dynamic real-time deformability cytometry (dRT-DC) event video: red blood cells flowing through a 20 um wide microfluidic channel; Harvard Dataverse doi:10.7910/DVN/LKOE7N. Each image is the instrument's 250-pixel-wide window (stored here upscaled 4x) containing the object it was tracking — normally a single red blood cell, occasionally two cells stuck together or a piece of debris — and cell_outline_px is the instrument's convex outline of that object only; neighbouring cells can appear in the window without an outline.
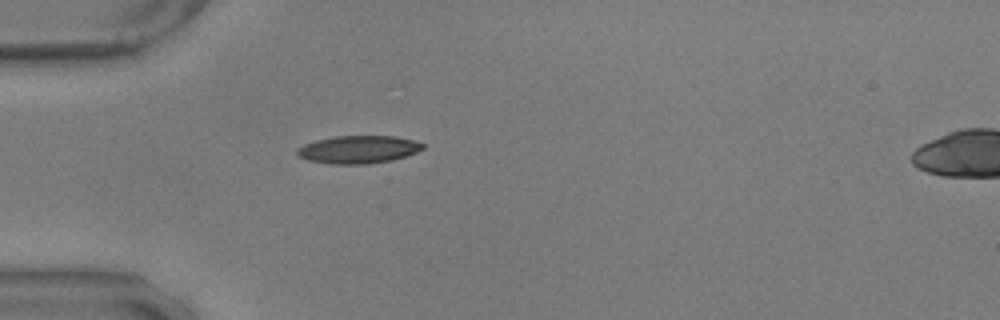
{"species": "common noctule bat (a hibernating species)", "species_latin": "Nyctalus noctula", "temperature_condition": "warm", "stored_images_in_passage": 41, "camera_frame_rate_fps": 3000, "um_per_image_px": 0.085, "animal": {"sex": "male", "body_mass_g": 17.9, "forearm_length_mm": 54.2}, "frame": {"image": 1, "passage_image": 1, "time_ms": 0.0, "image_size_px": [1000, 320], "cell_outline_px": [[424, 148], [416, 152], [392, 160], [368, 164], [332, 164], [308, 160], [300, 156], [296, 152], [296, 148], [304, 144], [316, 140], [336, 136], [396, 136], [416, 140], [424, 144]], "centroid_in_image_um": [30.47, 12.7], "position_along_channel_um": 54.5, "area_um2": 20.35}}
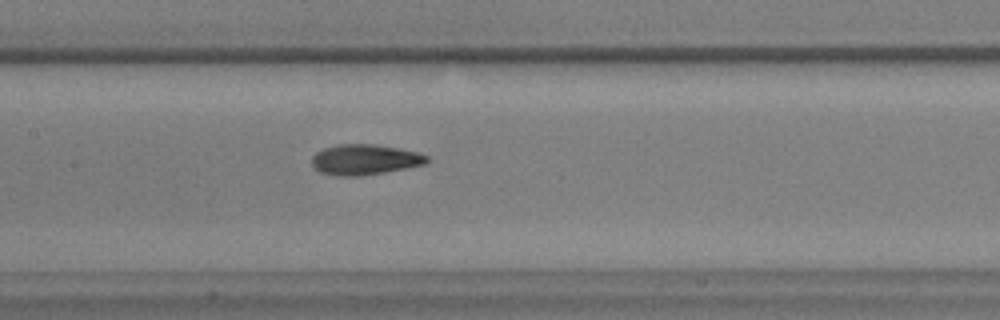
{"frame": {"image": 2, "passage_image": 12, "time_ms": 3.667, "image_size_px": [1000, 320], "cell_outline_px": [[428, 160], [424, 164], [408, 168], [360, 176], [340, 176], [320, 172], [312, 168], [312, 156], [316, 152], [324, 148], [340, 144], [372, 144], [396, 148], [416, 152], [428, 156]], "centroid_in_image_um": [30.96, 13.57], "position_along_channel_um": 176.4, "area_um2": 20.29}}
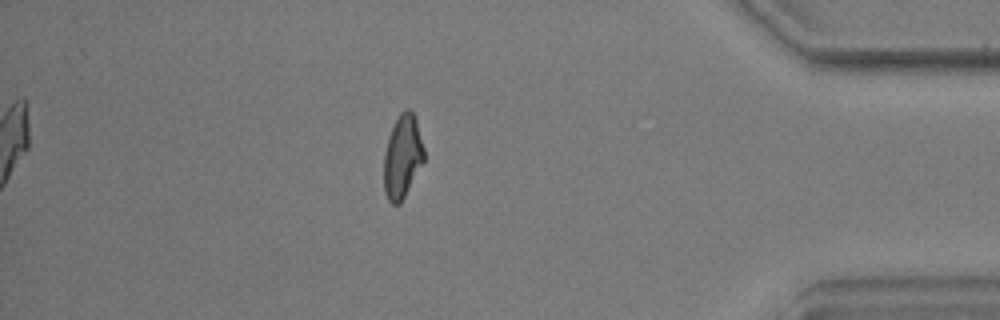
{"frame": {"image": 3, "passage_image": 34, "time_ms": 11.0, "image_size_px": [1000, 320], "cell_outline_px": [[424, 160], [400, 204], [392, 204], [388, 200], [384, 192], [384, 152], [388, 136], [400, 112], [404, 108], [408, 108], [412, 112], [416, 120], [424, 148]], "centroid_in_image_um": [34.19, 13.31], "position_along_channel_um": 401.0, "area_um2": 19.36}}